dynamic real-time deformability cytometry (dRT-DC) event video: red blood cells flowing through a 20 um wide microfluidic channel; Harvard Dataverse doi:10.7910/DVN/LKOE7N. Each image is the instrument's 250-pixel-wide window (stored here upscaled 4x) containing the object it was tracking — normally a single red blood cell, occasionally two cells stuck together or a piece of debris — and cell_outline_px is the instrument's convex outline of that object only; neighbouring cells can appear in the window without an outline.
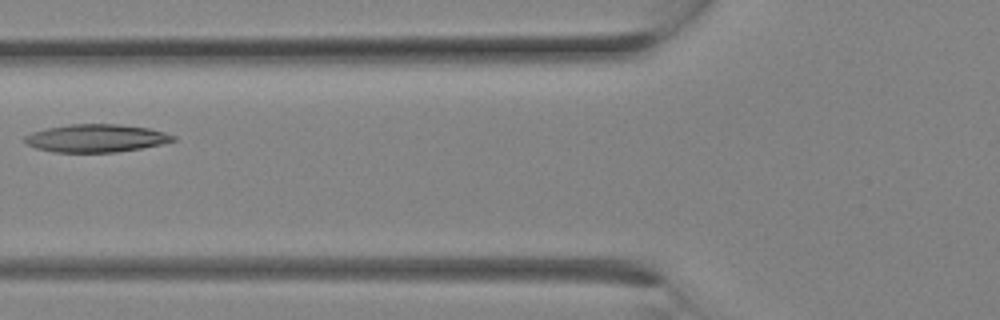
{"species": "Egyptian fruit bat (a non-hibernating species)", "species_latin": "Rousettus aegyptiacus", "temperature_condition": "room temperature", "stored_images_in_passage": 14, "camera_frame_rate_fps": 3000, "um_per_image_px": 0.085, "animal": {"sex": "female"}, "frame": {"image": 1, "passage_image": 10, "time_ms": 3.0, "image_size_px": [1000, 320], "cell_outline_px": [[176, 140], [160, 144], [140, 148], [116, 152], [56, 152], [36, 148], [28, 144], [24, 140], [24, 136], [32, 132], [48, 128], [72, 124], [120, 124], [148, 128], [164, 132], [176, 136]], "centroid_in_image_um": [8.18, 11.74], "position_along_channel_um": 117.6, "area_um2": 23.87}}
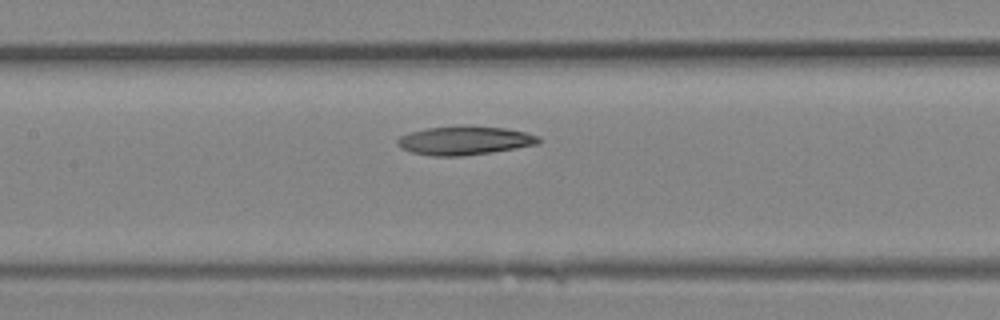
{"frame": {"image": 2, "passage_image": 12, "time_ms": 3.667, "image_size_px": [1000, 320], "cell_outline_px": [[540, 144], [492, 152], [460, 156], [432, 156], [412, 152], [396, 144], [396, 140], [400, 136], [412, 132], [428, 128], [460, 124], [468, 124], [504, 128], [524, 132], [540, 136]], "centroid_in_image_um": [39.52, 11.92], "position_along_channel_um": 167.9, "area_um2": 23.87}}
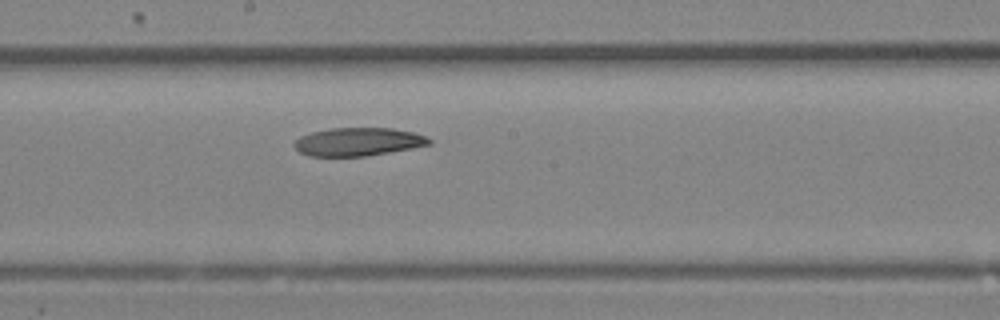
{"frame": {"image": 3, "passage_image": 14, "time_ms": 4.333, "image_size_px": [1000, 320], "cell_outline_px": [[432, 144], [412, 148], [368, 156], [308, 156], [300, 152], [292, 144], [300, 136], [312, 132], [328, 128], [392, 128], [412, 132], [424, 136], [432, 140]], "centroid_in_image_um": [30.43, 12.05], "position_along_channel_um": 217.8, "area_um2": 22.2}}